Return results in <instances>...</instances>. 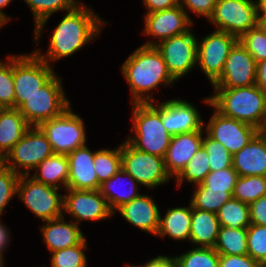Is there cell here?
I'll use <instances>...</instances> for the list:
<instances>
[{
    "mask_svg": "<svg viewBox=\"0 0 266 267\" xmlns=\"http://www.w3.org/2000/svg\"><path fill=\"white\" fill-rule=\"evenodd\" d=\"M239 41L254 57L255 61L266 59V25H257L243 34Z\"/></svg>",
    "mask_w": 266,
    "mask_h": 267,
    "instance_id": "41",
    "label": "cell"
},
{
    "mask_svg": "<svg viewBox=\"0 0 266 267\" xmlns=\"http://www.w3.org/2000/svg\"><path fill=\"white\" fill-rule=\"evenodd\" d=\"M5 166V156L0 153V170Z\"/></svg>",
    "mask_w": 266,
    "mask_h": 267,
    "instance_id": "53",
    "label": "cell"
},
{
    "mask_svg": "<svg viewBox=\"0 0 266 267\" xmlns=\"http://www.w3.org/2000/svg\"><path fill=\"white\" fill-rule=\"evenodd\" d=\"M0 106L15 108L13 55H8L6 61L0 60Z\"/></svg>",
    "mask_w": 266,
    "mask_h": 267,
    "instance_id": "38",
    "label": "cell"
},
{
    "mask_svg": "<svg viewBox=\"0 0 266 267\" xmlns=\"http://www.w3.org/2000/svg\"><path fill=\"white\" fill-rule=\"evenodd\" d=\"M209 172V156L203 145H201L198 151L187 163L186 167L175 178V181H177L175 182L177 188L181 187V185L185 182L192 185L200 184L204 181Z\"/></svg>",
    "mask_w": 266,
    "mask_h": 267,
    "instance_id": "32",
    "label": "cell"
},
{
    "mask_svg": "<svg viewBox=\"0 0 266 267\" xmlns=\"http://www.w3.org/2000/svg\"><path fill=\"white\" fill-rule=\"evenodd\" d=\"M216 3L217 0H179V5L186 11L190 19L189 13L192 12L197 17L201 16L208 20L214 11Z\"/></svg>",
    "mask_w": 266,
    "mask_h": 267,
    "instance_id": "44",
    "label": "cell"
},
{
    "mask_svg": "<svg viewBox=\"0 0 266 267\" xmlns=\"http://www.w3.org/2000/svg\"><path fill=\"white\" fill-rule=\"evenodd\" d=\"M203 102L221 115L243 121L260 131L266 127V94L256 85L241 88H213Z\"/></svg>",
    "mask_w": 266,
    "mask_h": 267,
    "instance_id": "3",
    "label": "cell"
},
{
    "mask_svg": "<svg viewBox=\"0 0 266 267\" xmlns=\"http://www.w3.org/2000/svg\"><path fill=\"white\" fill-rule=\"evenodd\" d=\"M175 258L177 267H219V253L214 248L194 246Z\"/></svg>",
    "mask_w": 266,
    "mask_h": 267,
    "instance_id": "35",
    "label": "cell"
},
{
    "mask_svg": "<svg viewBox=\"0 0 266 267\" xmlns=\"http://www.w3.org/2000/svg\"><path fill=\"white\" fill-rule=\"evenodd\" d=\"M144 15L142 33L152 39L145 41V46H156L163 40L185 33L192 28L194 22L180 5Z\"/></svg>",
    "mask_w": 266,
    "mask_h": 267,
    "instance_id": "15",
    "label": "cell"
},
{
    "mask_svg": "<svg viewBox=\"0 0 266 267\" xmlns=\"http://www.w3.org/2000/svg\"><path fill=\"white\" fill-rule=\"evenodd\" d=\"M239 41L235 35L213 30L197 40V64L212 85L222 74L226 59Z\"/></svg>",
    "mask_w": 266,
    "mask_h": 267,
    "instance_id": "12",
    "label": "cell"
},
{
    "mask_svg": "<svg viewBox=\"0 0 266 267\" xmlns=\"http://www.w3.org/2000/svg\"><path fill=\"white\" fill-rule=\"evenodd\" d=\"M219 267H261V264L255 261L248 254L246 255L219 254Z\"/></svg>",
    "mask_w": 266,
    "mask_h": 267,
    "instance_id": "45",
    "label": "cell"
},
{
    "mask_svg": "<svg viewBox=\"0 0 266 267\" xmlns=\"http://www.w3.org/2000/svg\"><path fill=\"white\" fill-rule=\"evenodd\" d=\"M139 185L140 184L129 173L121 168L110 179L104 181L100 185L99 190L106 198L109 208L115 214L120 206L141 195V193H139V190H141Z\"/></svg>",
    "mask_w": 266,
    "mask_h": 267,
    "instance_id": "24",
    "label": "cell"
},
{
    "mask_svg": "<svg viewBox=\"0 0 266 267\" xmlns=\"http://www.w3.org/2000/svg\"><path fill=\"white\" fill-rule=\"evenodd\" d=\"M86 238L78 245L51 252V267H87Z\"/></svg>",
    "mask_w": 266,
    "mask_h": 267,
    "instance_id": "37",
    "label": "cell"
},
{
    "mask_svg": "<svg viewBox=\"0 0 266 267\" xmlns=\"http://www.w3.org/2000/svg\"><path fill=\"white\" fill-rule=\"evenodd\" d=\"M205 131H193L172 136L164 157L167 173L176 178L202 145Z\"/></svg>",
    "mask_w": 266,
    "mask_h": 267,
    "instance_id": "20",
    "label": "cell"
},
{
    "mask_svg": "<svg viewBox=\"0 0 266 267\" xmlns=\"http://www.w3.org/2000/svg\"><path fill=\"white\" fill-rule=\"evenodd\" d=\"M94 168L100 185L121 169V143L115 149L103 148L95 151Z\"/></svg>",
    "mask_w": 266,
    "mask_h": 267,
    "instance_id": "33",
    "label": "cell"
},
{
    "mask_svg": "<svg viewBox=\"0 0 266 267\" xmlns=\"http://www.w3.org/2000/svg\"><path fill=\"white\" fill-rule=\"evenodd\" d=\"M257 62L238 41L228 55L221 76L213 88H241L255 85Z\"/></svg>",
    "mask_w": 266,
    "mask_h": 267,
    "instance_id": "17",
    "label": "cell"
},
{
    "mask_svg": "<svg viewBox=\"0 0 266 267\" xmlns=\"http://www.w3.org/2000/svg\"><path fill=\"white\" fill-rule=\"evenodd\" d=\"M216 213L199 210L192 207L190 228V244L196 247L213 248L220 230Z\"/></svg>",
    "mask_w": 266,
    "mask_h": 267,
    "instance_id": "27",
    "label": "cell"
},
{
    "mask_svg": "<svg viewBox=\"0 0 266 267\" xmlns=\"http://www.w3.org/2000/svg\"><path fill=\"white\" fill-rule=\"evenodd\" d=\"M209 121L204 122L206 133L222 144L232 155L245 147L260 131L255 126L228 118L215 109Z\"/></svg>",
    "mask_w": 266,
    "mask_h": 267,
    "instance_id": "16",
    "label": "cell"
},
{
    "mask_svg": "<svg viewBox=\"0 0 266 267\" xmlns=\"http://www.w3.org/2000/svg\"><path fill=\"white\" fill-rule=\"evenodd\" d=\"M259 25H266V0H255Z\"/></svg>",
    "mask_w": 266,
    "mask_h": 267,
    "instance_id": "51",
    "label": "cell"
},
{
    "mask_svg": "<svg viewBox=\"0 0 266 267\" xmlns=\"http://www.w3.org/2000/svg\"><path fill=\"white\" fill-rule=\"evenodd\" d=\"M207 21L215 30L240 38L258 25L255 0H217Z\"/></svg>",
    "mask_w": 266,
    "mask_h": 267,
    "instance_id": "11",
    "label": "cell"
},
{
    "mask_svg": "<svg viewBox=\"0 0 266 267\" xmlns=\"http://www.w3.org/2000/svg\"><path fill=\"white\" fill-rule=\"evenodd\" d=\"M95 151L87 145L76 148L67 155L69 178L67 188L76 190H98V178L94 168Z\"/></svg>",
    "mask_w": 266,
    "mask_h": 267,
    "instance_id": "21",
    "label": "cell"
},
{
    "mask_svg": "<svg viewBox=\"0 0 266 267\" xmlns=\"http://www.w3.org/2000/svg\"><path fill=\"white\" fill-rule=\"evenodd\" d=\"M6 261H5V258H4V256L2 255V254H0V267H4L5 266V263Z\"/></svg>",
    "mask_w": 266,
    "mask_h": 267,
    "instance_id": "54",
    "label": "cell"
},
{
    "mask_svg": "<svg viewBox=\"0 0 266 267\" xmlns=\"http://www.w3.org/2000/svg\"><path fill=\"white\" fill-rule=\"evenodd\" d=\"M19 178V174L5 166L0 170V218L8 203L17 195Z\"/></svg>",
    "mask_w": 266,
    "mask_h": 267,
    "instance_id": "43",
    "label": "cell"
},
{
    "mask_svg": "<svg viewBox=\"0 0 266 267\" xmlns=\"http://www.w3.org/2000/svg\"><path fill=\"white\" fill-rule=\"evenodd\" d=\"M53 154L51 144L42 130L38 126H30L5 155V167L20 176L31 175V171Z\"/></svg>",
    "mask_w": 266,
    "mask_h": 267,
    "instance_id": "8",
    "label": "cell"
},
{
    "mask_svg": "<svg viewBox=\"0 0 266 267\" xmlns=\"http://www.w3.org/2000/svg\"><path fill=\"white\" fill-rule=\"evenodd\" d=\"M125 267H177L175 256L158 255L142 265L126 264Z\"/></svg>",
    "mask_w": 266,
    "mask_h": 267,
    "instance_id": "47",
    "label": "cell"
},
{
    "mask_svg": "<svg viewBox=\"0 0 266 267\" xmlns=\"http://www.w3.org/2000/svg\"><path fill=\"white\" fill-rule=\"evenodd\" d=\"M221 226L231 229L247 228L250 222L249 205L231 198L216 213Z\"/></svg>",
    "mask_w": 266,
    "mask_h": 267,
    "instance_id": "31",
    "label": "cell"
},
{
    "mask_svg": "<svg viewBox=\"0 0 266 267\" xmlns=\"http://www.w3.org/2000/svg\"><path fill=\"white\" fill-rule=\"evenodd\" d=\"M117 211L128 223L146 233L154 234L156 237L159 231L161 213L152 196L141 194L120 206Z\"/></svg>",
    "mask_w": 266,
    "mask_h": 267,
    "instance_id": "19",
    "label": "cell"
},
{
    "mask_svg": "<svg viewBox=\"0 0 266 267\" xmlns=\"http://www.w3.org/2000/svg\"><path fill=\"white\" fill-rule=\"evenodd\" d=\"M64 191L66 194H64L63 216L69 214L77 225L81 221H103L113 217L114 213L99 189L76 190L67 188Z\"/></svg>",
    "mask_w": 266,
    "mask_h": 267,
    "instance_id": "14",
    "label": "cell"
},
{
    "mask_svg": "<svg viewBox=\"0 0 266 267\" xmlns=\"http://www.w3.org/2000/svg\"><path fill=\"white\" fill-rule=\"evenodd\" d=\"M197 40L192 28L156 44L169 74L177 82L197 67Z\"/></svg>",
    "mask_w": 266,
    "mask_h": 267,
    "instance_id": "13",
    "label": "cell"
},
{
    "mask_svg": "<svg viewBox=\"0 0 266 267\" xmlns=\"http://www.w3.org/2000/svg\"><path fill=\"white\" fill-rule=\"evenodd\" d=\"M60 189L35 181L29 175H21L17 185V197L34 214L44 221L63 216L64 194Z\"/></svg>",
    "mask_w": 266,
    "mask_h": 267,
    "instance_id": "7",
    "label": "cell"
},
{
    "mask_svg": "<svg viewBox=\"0 0 266 267\" xmlns=\"http://www.w3.org/2000/svg\"><path fill=\"white\" fill-rule=\"evenodd\" d=\"M202 145L209 156L210 171L223 170L232 166V154L206 132L203 136Z\"/></svg>",
    "mask_w": 266,
    "mask_h": 267,
    "instance_id": "40",
    "label": "cell"
},
{
    "mask_svg": "<svg viewBox=\"0 0 266 267\" xmlns=\"http://www.w3.org/2000/svg\"><path fill=\"white\" fill-rule=\"evenodd\" d=\"M4 25H6V23L0 19V29H1V27L4 26Z\"/></svg>",
    "mask_w": 266,
    "mask_h": 267,
    "instance_id": "55",
    "label": "cell"
},
{
    "mask_svg": "<svg viewBox=\"0 0 266 267\" xmlns=\"http://www.w3.org/2000/svg\"><path fill=\"white\" fill-rule=\"evenodd\" d=\"M266 195V176H238L232 198L250 204Z\"/></svg>",
    "mask_w": 266,
    "mask_h": 267,
    "instance_id": "34",
    "label": "cell"
},
{
    "mask_svg": "<svg viewBox=\"0 0 266 267\" xmlns=\"http://www.w3.org/2000/svg\"><path fill=\"white\" fill-rule=\"evenodd\" d=\"M161 118L163 126L172 136L204 131L201 113L191 102L181 98L161 102Z\"/></svg>",
    "mask_w": 266,
    "mask_h": 267,
    "instance_id": "18",
    "label": "cell"
},
{
    "mask_svg": "<svg viewBox=\"0 0 266 267\" xmlns=\"http://www.w3.org/2000/svg\"><path fill=\"white\" fill-rule=\"evenodd\" d=\"M213 248L219 254L246 255L247 228L231 229L221 226Z\"/></svg>",
    "mask_w": 266,
    "mask_h": 267,
    "instance_id": "30",
    "label": "cell"
},
{
    "mask_svg": "<svg viewBox=\"0 0 266 267\" xmlns=\"http://www.w3.org/2000/svg\"><path fill=\"white\" fill-rule=\"evenodd\" d=\"M71 108L38 126L46 135L54 154L68 155L87 144L84 121Z\"/></svg>",
    "mask_w": 266,
    "mask_h": 267,
    "instance_id": "10",
    "label": "cell"
},
{
    "mask_svg": "<svg viewBox=\"0 0 266 267\" xmlns=\"http://www.w3.org/2000/svg\"><path fill=\"white\" fill-rule=\"evenodd\" d=\"M247 254L261 265L266 263V226L247 227Z\"/></svg>",
    "mask_w": 266,
    "mask_h": 267,
    "instance_id": "42",
    "label": "cell"
},
{
    "mask_svg": "<svg viewBox=\"0 0 266 267\" xmlns=\"http://www.w3.org/2000/svg\"><path fill=\"white\" fill-rule=\"evenodd\" d=\"M147 10L145 14L174 8L179 5V0H142Z\"/></svg>",
    "mask_w": 266,
    "mask_h": 267,
    "instance_id": "48",
    "label": "cell"
},
{
    "mask_svg": "<svg viewBox=\"0 0 266 267\" xmlns=\"http://www.w3.org/2000/svg\"><path fill=\"white\" fill-rule=\"evenodd\" d=\"M10 236L11 235L8 227L0 221V254H2L3 256L5 254V249L7 250L9 243L11 242Z\"/></svg>",
    "mask_w": 266,
    "mask_h": 267,
    "instance_id": "50",
    "label": "cell"
},
{
    "mask_svg": "<svg viewBox=\"0 0 266 267\" xmlns=\"http://www.w3.org/2000/svg\"><path fill=\"white\" fill-rule=\"evenodd\" d=\"M255 85L266 94V59L257 62Z\"/></svg>",
    "mask_w": 266,
    "mask_h": 267,
    "instance_id": "49",
    "label": "cell"
},
{
    "mask_svg": "<svg viewBox=\"0 0 266 267\" xmlns=\"http://www.w3.org/2000/svg\"><path fill=\"white\" fill-rule=\"evenodd\" d=\"M65 220V217L61 216L44 221V225L40 226L43 240L50 253L76 246L86 238L81 231L80 225H77L72 220L71 222Z\"/></svg>",
    "mask_w": 266,
    "mask_h": 267,
    "instance_id": "23",
    "label": "cell"
},
{
    "mask_svg": "<svg viewBox=\"0 0 266 267\" xmlns=\"http://www.w3.org/2000/svg\"><path fill=\"white\" fill-rule=\"evenodd\" d=\"M108 23L85 3L68 11L49 35L50 41L46 53L41 49L33 52L51 66L52 62L72 56L88 43L100 36L103 27ZM38 49V50H37Z\"/></svg>",
    "mask_w": 266,
    "mask_h": 267,
    "instance_id": "1",
    "label": "cell"
},
{
    "mask_svg": "<svg viewBox=\"0 0 266 267\" xmlns=\"http://www.w3.org/2000/svg\"><path fill=\"white\" fill-rule=\"evenodd\" d=\"M192 220V204L186 207L168 208L164 217L160 216L159 231L156 236L172 240L188 241L190 239V228Z\"/></svg>",
    "mask_w": 266,
    "mask_h": 267,
    "instance_id": "25",
    "label": "cell"
},
{
    "mask_svg": "<svg viewBox=\"0 0 266 267\" xmlns=\"http://www.w3.org/2000/svg\"><path fill=\"white\" fill-rule=\"evenodd\" d=\"M32 11L34 18V43L38 45L47 21L54 13L77 8L80 0H23Z\"/></svg>",
    "mask_w": 266,
    "mask_h": 267,
    "instance_id": "29",
    "label": "cell"
},
{
    "mask_svg": "<svg viewBox=\"0 0 266 267\" xmlns=\"http://www.w3.org/2000/svg\"><path fill=\"white\" fill-rule=\"evenodd\" d=\"M131 105L133 134L126 140L139 151L164 158L172 135L162 124L160 101Z\"/></svg>",
    "mask_w": 266,
    "mask_h": 267,
    "instance_id": "4",
    "label": "cell"
},
{
    "mask_svg": "<svg viewBox=\"0 0 266 267\" xmlns=\"http://www.w3.org/2000/svg\"><path fill=\"white\" fill-rule=\"evenodd\" d=\"M11 2H13V0H0V19L6 24L8 23V21L10 22L11 18L9 17V15L5 14L3 9L10 5Z\"/></svg>",
    "mask_w": 266,
    "mask_h": 267,
    "instance_id": "52",
    "label": "cell"
},
{
    "mask_svg": "<svg viewBox=\"0 0 266 267\" xmlns=\"http://www.w3.org/2000/svg\"><path fill=\"white\" fill-rule=\"evenodd\" d=\"M29 128L17 108L0 109V153L5 156Z\"/></svg>",
    "mask_w": 266,
    "mask_h": 267,
    "instance_id": "28",
    "label": "cell"
},
{
    "mask_svg": "<svg viewBox=\"0 0 266 267\" xmlns=\"http://www.w3.org/2000/svg\"><path fill=\"white\" fill-rule=\"evenodd\" d=\"M56 72L33 51L29 54L13 55V80L15 108H19L27 98L38 92Z\"/></svg>",
    "mask_w": 266,
    "mask_h": 267,
    "instance_id": "6",
    "label": "cell"
},
{
    "mask_svg": "<svg viewBox=\"0 0 266 267\" xmlns=\"http://www.w3.org/2000/svg\"><path fill=\"white\" fill-rule=\"evenodd\" d=\"M231 198L232 195L226 190L195 189L190 203L195 209L217 213Z\"/></svg>",
    "mask_w": 266,
    "mask_h": 267,
    "instance_id": "36",
    "label": "cell"
},
{
    "mask_svg": "<svg viewBox=\"0 0 266 267\" xmlns=\"http://www.w3.org/2000/svg\"><path fill=\"white\" fill-rule=\"evenodd\" d=\"M33 173L29 176L35 181L56 187L61 191L66 190L69 178L67 155L53 154L47 157L33 170Z\"/></svg>",
    "mask_w": 266,
    "mask_h": 267,
    "instance_id": "26",
    "label": "cell"
},
{
    "mask_svg": "<svg viewBox=\"0 0 266 267\" xmlns=\"http://www.w3.org/2000/svg\"><path fill=\"white\" fill-rule=\"evenodd\" d=\"M250 222L266 226V195L249 204Z\"/></svg>",
    "mask_w": 266,
    "mask_h": 267,
    "instance_id": "46",
    "label": "cell"
},
{
    "mask_svg": "<svg viewBox=\"0 0 266 267\" xmlns=\"http://www.w3.org/2000/svg\"><path fill=\"white\" fill-rule=\"evenodd\" d=\"M121 71L132 94L131 103L155 102L154 89L172 87L176 82L155 46H139L121 64Z\"/></svg>",
    "mask_w": 266,
    "mask_h": 267,
    "instance_id": "2",
    "label": "cell"
},
{
    "mask_svg": "<svg viewBox=\"0 0 266 267\" xmlns=\"http://www.w3.org/2000/svg\"><path fill=\"white\" fill-rule=\"evenodd\" d=\"M237 178L238 174L231 166L223 170L210 171L204 181L194 188L226 190L232 195Z\"/></svg>",
    "mask_w": 266,
    "mask_h": 267,
    "instance_id": "39",
    "label": "cell"
},
{
    "mask_svg": "<svg viewBox=\"0 0 266 267\" xmlns=\"http://www.w3.org/2000/svg\"><path fill=\"white\" fill-rule=\"evenodd\" d=\"M58 76L56 73L18 108L30 126H39L44 121L61 115L71 106L62 78Z\"/></svg>",
    "mask_w": 266,
    "mask_h": 267,
    "instance_id": "5",
    "label": "cell"
},
{
    "mask_svg": "<svg viewBox=\"0 0 266 267\" xmlns=\"http://www.w3.org/2000/svg\"><path fill=\"white\" fill-rule=\"evenodd\" d=\"M232 167L238 176H266V134L263 131L232 155Z\"/></svg>",
    "mask_w": 266,
    "mask_h": 267,
    "instance_id": "22",
    "label": "cell"
},
{
    "mask_svg": "<svg viewBox=\"0 0 266 267\" xmlns=\"http://www.w3.org/2000/svg\"><path fill=\"white\" fill-rule=\"evenodd\" d=\"M121 168L146 189H155L172 180L164 158L134 148L127 140L121 143Z\"/></svg>",
    "mask_w": 266,
    "mask_h": 267,
    "instance_id": "9",
    "label": "cell"
}]
</instances>
